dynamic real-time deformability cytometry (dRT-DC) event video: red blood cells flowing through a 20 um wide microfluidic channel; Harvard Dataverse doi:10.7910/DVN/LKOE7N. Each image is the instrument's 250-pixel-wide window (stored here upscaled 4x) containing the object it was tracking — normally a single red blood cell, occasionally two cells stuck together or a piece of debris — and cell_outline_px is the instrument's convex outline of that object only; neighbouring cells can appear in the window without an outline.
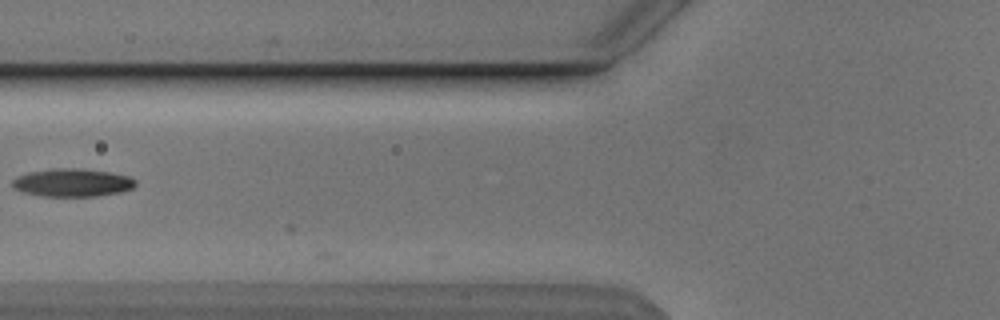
{"species": "Egyptian fruit bat (a non-hibernating species)", "species_latin": "Rousettus aegyptiacus", "temperature_condition": "cold", "stored_images_in_passage": 26, "camera_frame_rate_fps": 3000, "um_per_image_px": 0.085, "animal": {"sex": "male"}, "frame": {"image": 1, "passage_image": 8, "time_ms": 2.333, "image_size_px": [1000, 320], "cell_outline_px": [[136, 184], [132, 188], [120, 192], [96, 196], [40, 196], [24, 192], [12, 188], [12, 180], [16, 176], [28, 172], [52, 168], [84, 168], [108, 172], [128, 176], [136, 180]], "centroid_in_image_um": [6.11, 15.51], "position_along_channel_um": 119.7, "area_um2": 20.23}}
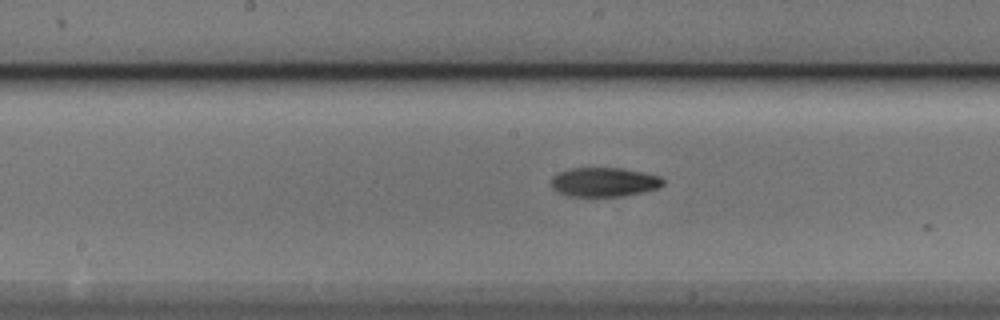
{"frame": {"image": 2, "passage_image": 14, "time_ms": 4.333, "image_size_px": [1000, 320], "cell_outline_px": [[664, 184], [656, 188], [644, 192], [624, 196], [568, 196], [556, 192], [552, 188], [552, 176], [568, 168], [620, 168], [660, 176], [664, 180]], "centroid_in_image_um": [51.32, 15.48], "position_along_channel_um": 196.9, "area_um2": 19.02}}
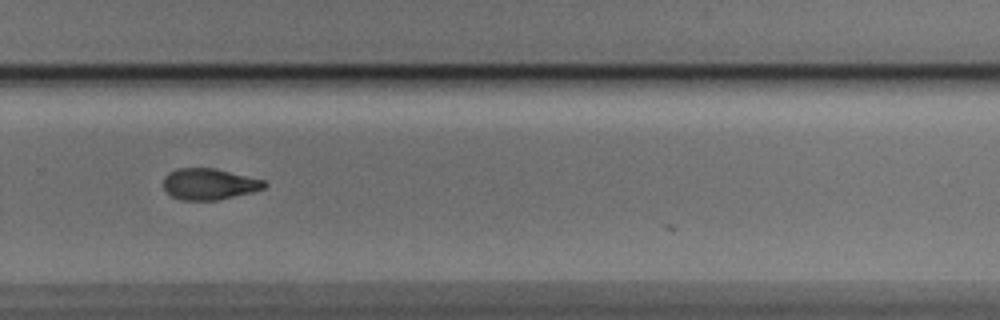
{"frame": {"image": 3, "passage_image": 23, "time_ms": 7.333, "image_size_px": [1000, 320], "cell_outline_px": [[268, 184], [264, 188], [252, 192], [216, 200], [180, 200], [172, 196], [164, 188], [164, 176], [168, 172], [176, 168], [216, 168], [264, 180]], "centroid_in_image_um": [17.77, 15.63], "position_along_channel_um": 312.0, "area_um2": 18.38}}